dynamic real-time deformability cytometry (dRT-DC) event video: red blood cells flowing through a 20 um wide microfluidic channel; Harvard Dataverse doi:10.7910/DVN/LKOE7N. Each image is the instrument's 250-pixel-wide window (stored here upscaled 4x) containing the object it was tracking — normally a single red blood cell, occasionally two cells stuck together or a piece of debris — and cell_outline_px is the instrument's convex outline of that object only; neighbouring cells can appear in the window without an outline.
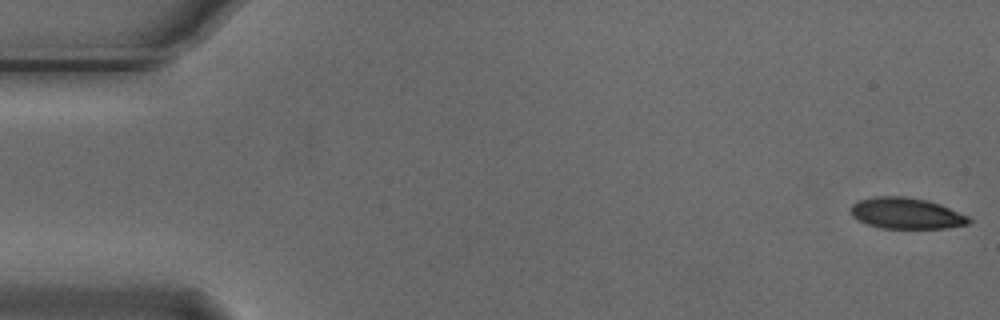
{"species": "Egyptian fruit bat (a non-hibernating species)", "species_latin": "Rousettus aegyptiacus", "temperature_condition": "cold", "stored_images_in_passage": 56, "camera_frame_rate_fps": 3000, "um_per_image_px": 0.085, "animal": {"sex": "male"}, "frame": {"image": 1, "passage_image": 1, "time_ms": 0.0, "image_size_px": [1000, 320], "cell_outline_px": [[972, 220], [968, 224], [944, 228], [880, 228], [856, 220], [852, 216], [848, 208], [856, 200], [876, 196], [904, 196], [928, 200], [940, 204], [968, 216]], "centroid_in_image_um": [76.97, 18.12], "position_along_channel_um": 8.0, "area_um2": 21.62}}
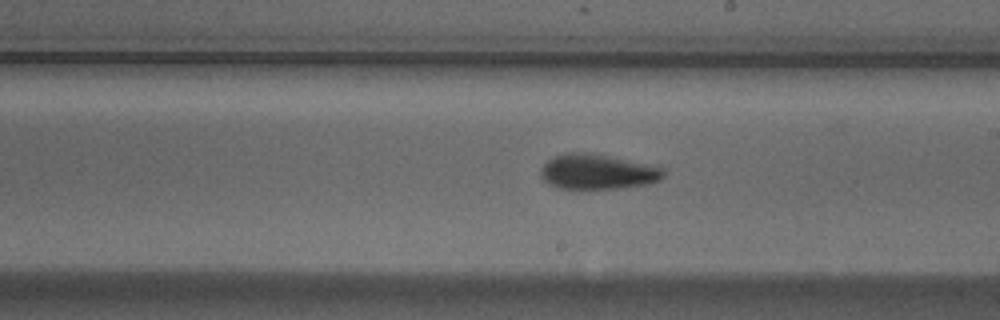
{"frame": {"image": 2, "passage_image": 31, "time_ms": 10.0, "image_size_px": [1000, 320], "cell_outline_px": [[664, 176], [660, 180], [648, 184], [616, 188], [556, 188], [548, 184], [540, 176], [540, 168], [552, 156], [564, 152], [588, 152], [660, 164], [664, 168]], "centroid_in_image_um": [50.84, 14.56], "position_along_channel_um": 238.2, "area_um2": 25.84}}
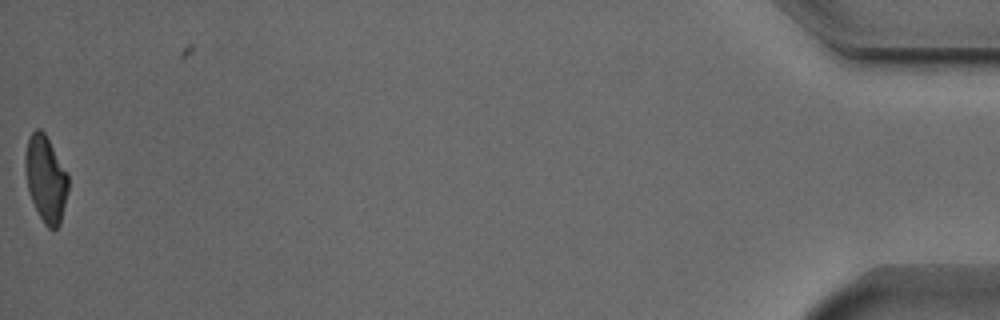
{"frame": {"image": 3, "passage_image": 55, "time_ms": 18.0, "image_size_px": [1000, 320], "cell_outline_px": [[68, 188], [60, 224], [56, 228], [48, 228], [44, 224], [32, 200], [28, 188], [24, 168], [24, 156], [28, 136], [36, 128], [40, 128], [44, 132], [68, 172]], "centroid_in_image_um": [3.88, 15.15], "position_along_channel_um": 431.3, "area_um2": 21.62}, "authors_computed_cell_mechanics": {"area_um2": 22.9466, "velocity_mm_per_s": 3.7129, "shape_relaxation_time_tau1_ms": 3.3895, "shape_relaxation_time_tau2_ms": 2.4256, "deformation_change_tau1": 0.1308, "deformation_change_tau2": 0.0922}}